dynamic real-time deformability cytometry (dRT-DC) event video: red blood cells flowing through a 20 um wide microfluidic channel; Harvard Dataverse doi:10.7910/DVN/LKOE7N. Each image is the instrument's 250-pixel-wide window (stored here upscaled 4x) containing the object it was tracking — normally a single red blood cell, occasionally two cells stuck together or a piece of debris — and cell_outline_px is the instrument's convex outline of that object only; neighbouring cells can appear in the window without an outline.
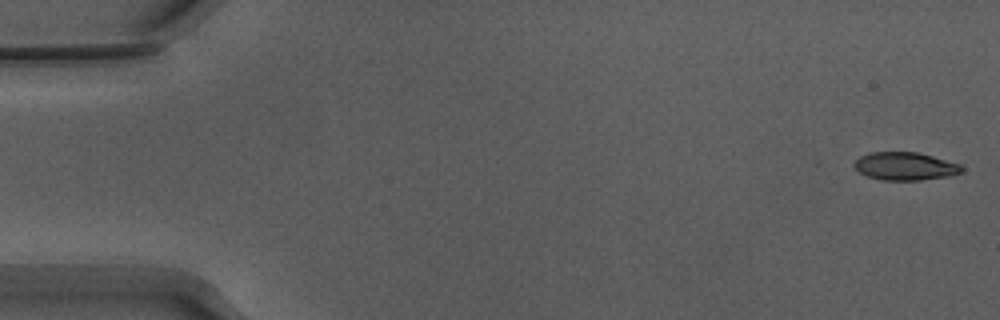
{"species": "Egyptian fruit bat (a non-hibernating species)", "species_latin": "Rousettus aegyptiacus", "temperature_condition": "warm", "stored_images_in_passage": 17, "camera_frame_rate_fps": 3000, "um_per_image_px": 0.085, "animal": {"sex": "male"}, "frame": {"image": 1, "passage_image": 1, "time_ms": 0.0, "image_size_px": [1000, 320], "cell_outline_px": [[964, 168], [960, 172], [952, 176], [920, 180], [880, 180], [868, 176], [860, 172], [852, 164], [860, 156], [872, 152], [916, 152], [932, 156], [960, 164]], "centroid_in_image_um": [76.94, 14.13], "position_along_channel_um": 8.1, "area_um2": 17.46}}
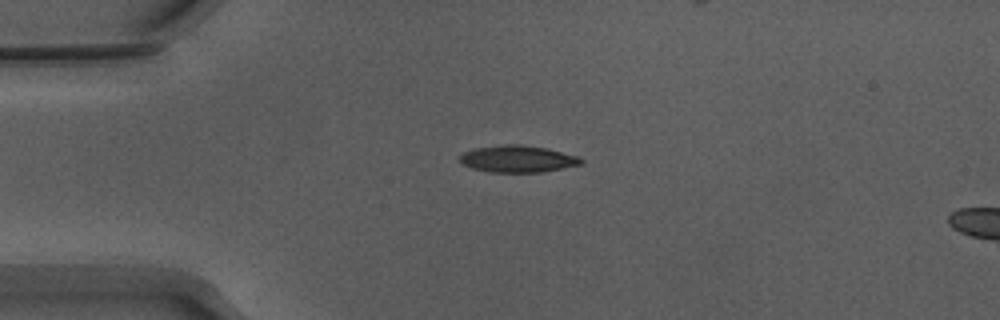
{"frame": {"image": 2, "passage_image": 13, "time_ms": 4.0, "image_size_px": [1000, 320], "cell_outline_px": [[584, 160], [580, 164], [564, 168], [540, 172], [488, 172], [472, 168], [464, 164], [456, 156], [472, 148], [500, 144], [520, 144], [544, 148], [576, 156]], "centroid_in_image_um": [43.92, 13.5], "position_along_channel_um": 41.1, "area_um2": 18.96}}